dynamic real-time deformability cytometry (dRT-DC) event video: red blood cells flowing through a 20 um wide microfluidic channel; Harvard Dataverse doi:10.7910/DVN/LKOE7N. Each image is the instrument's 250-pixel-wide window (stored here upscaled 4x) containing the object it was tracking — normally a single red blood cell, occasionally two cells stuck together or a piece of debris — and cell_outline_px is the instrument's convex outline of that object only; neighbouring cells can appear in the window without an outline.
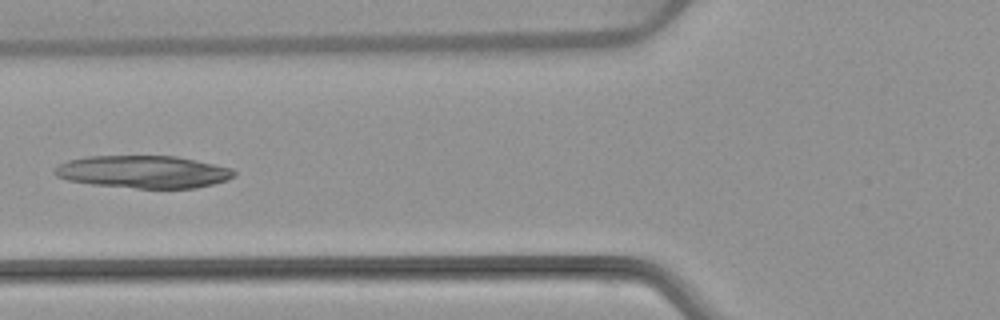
{"species": "common noctule bat (a hibernating species)", "species_latin": "Nyctalus noctula", "temperature_condition": "warm", "stored_images_in_passage": 5, "camera_frame_rate_fps": 3000, "um_per_image_px": 0.085, "animal": {"sex": "female", "body_mass_g": 22.7, "forearm_length_mm": 54.2}, "frame": {"image": 1, "passage_image": 5, "time_ms": 5.667, "image_size_px": [1000, 320], "cell_outline_px": [[236, 176], [228, 180], [196, 188], [136, 188], [92, 184], [68, 180], [56, 176], [52, 172], [60, 164], [68, 160], [88, 156], [176, 156], [196, 160], [232, 168], [236, 172]], "centroid_in_image_um": [12.21, 14.6], "position_along_channel_um": 113.6, "area_um2": 33.99}}